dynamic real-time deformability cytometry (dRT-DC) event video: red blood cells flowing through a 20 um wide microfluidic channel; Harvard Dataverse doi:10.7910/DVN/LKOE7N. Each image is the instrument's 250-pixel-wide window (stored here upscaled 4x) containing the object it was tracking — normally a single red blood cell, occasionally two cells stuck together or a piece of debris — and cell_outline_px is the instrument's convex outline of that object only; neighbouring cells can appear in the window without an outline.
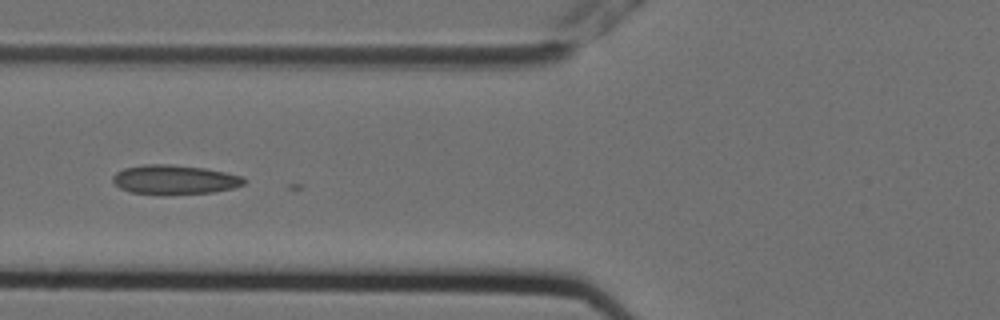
{"species": "Egyptian fruit bat (a non-hibernating species)", "species_latin": "Rousettus aegyptiacus", "temperature_condition": "cold", "stored_images_in_passage": 8, "camera_frame_rate_fps": 3000, "um_per_image_px": 0.085, "animal": {"sex": "female"}, "frame": {"image": 1, "passage_image": 7, "time_ms": 2.0, "image_size_px": [1000, 320], "cell_outline_px": [[248, 180], [244, 184], [232, 188], [212, 192], [132, 192], [120, 188], [112, 180], [112, 176], [116, 172], [124, 168], [144, 164], [168, 164], [204, 168], [224, 172], [240, 176]], "centroid_in_image_um": [14.83, 15.22], "position_along_channel_um": 111.0, "area_um2": 21.5}}